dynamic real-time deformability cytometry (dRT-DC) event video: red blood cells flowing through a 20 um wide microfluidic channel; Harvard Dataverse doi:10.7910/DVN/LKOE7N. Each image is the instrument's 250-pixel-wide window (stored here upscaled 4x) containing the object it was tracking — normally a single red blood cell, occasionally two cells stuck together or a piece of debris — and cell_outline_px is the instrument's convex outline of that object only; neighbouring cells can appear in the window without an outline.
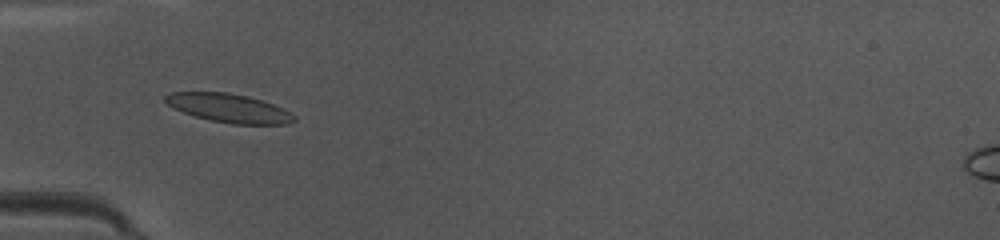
{"species": "common noctule bat (a hibernating species)", "species_latin": "Nyctalus noctula", "temperature_condition": "warm", "stored_images_in_passage": 48, "camera_frame_rate_fps": 3000, "um_per_image_px": 0.085, "animal": {"sex": "female", "body_mass_g": 10.0, "forearm_length_mm": 53.1}, "frame": {"image": 1, "passage_image": 16, "time_ms": 5.0, "image_size_px": [1000, 240], "cell_outline_px": [[296, 120], [288, 124], [232, 124], [212, 120], [196, 116], [184, 112], [168, 104], [164, 100], [164, 96], [172, 92], [228, 92], [248, 96], [284, 108], [296, 116]], "centroid_in_image_um": [19.5, 9.18], "position_along_channel_um": 65.5, "area_um2": 21.33}}
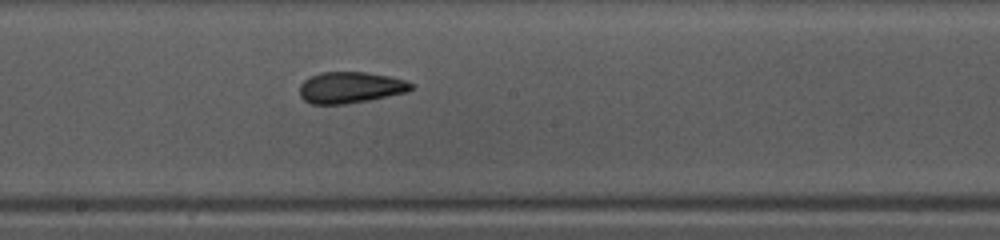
{"frame": {"image": 2, "passage_image": 27, "time_ms": 8.667, "image_size_px": [1000, 240], "cell_outline_px": [[412, 88], [408, 92], [368, 100], [344, 104], [312, 104], [304, 100], [300, 96], [300, 84], [304, 80], [320, 72], [364, 72], [392, 76], [408, 80], [412, 84]], "centroid_in_image_um": [29.8, 7.43], "position_along_channel_um": 218.4, "area_um2": 20.4}}
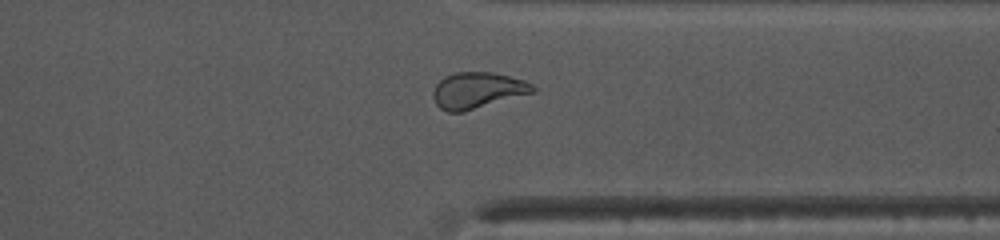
{"frame": {"image": 3, "passage_image": 38, "time_ms": 12.333, "image_size_px": [1000, 240], "cell_outline_px": [[536, 92], [464, 112], [448, 112], [440, 108], [436, 104], [432, 96], [432, 92], [436, 84], [444, 76], [456, 72], [492, 72], [524, 80], [532, 84], [536, 88]], "centroid_in_image_um": [40.59, 7.69], "position_along_channel_um": 370.8, "area_um2": 21.21}, "authors_computed_cell_mechanics": {"area_um2": 20.808, "velocity_mm_per_s": 4.1761, "shape_relaxation_time_tau1_ms": null, "shape_relaxation_time_tau2_ms": 1.5304, "deformation_change_tau1": null, "deformation_change_tau2": 0.0832}}